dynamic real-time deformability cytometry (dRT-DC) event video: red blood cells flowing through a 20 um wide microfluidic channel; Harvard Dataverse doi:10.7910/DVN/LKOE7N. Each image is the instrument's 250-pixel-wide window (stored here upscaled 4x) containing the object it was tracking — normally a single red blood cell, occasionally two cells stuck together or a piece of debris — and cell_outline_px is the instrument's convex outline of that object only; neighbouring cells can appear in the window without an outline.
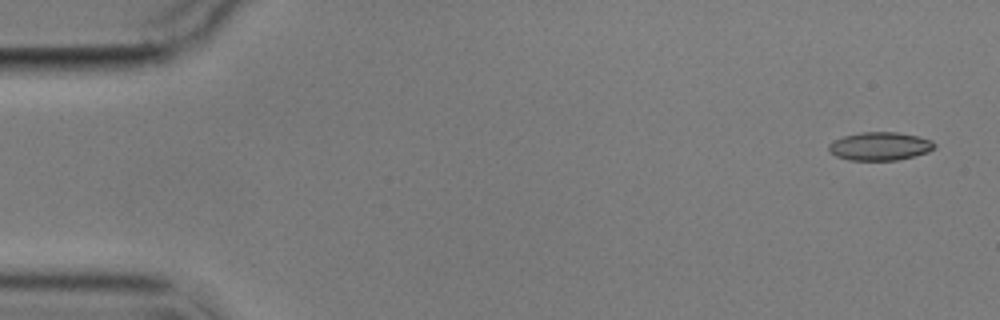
{"species": "common noctule bat (a hibernating species)", "species_latin": "Nyctalus noctula", "temperature_condition": "cold", "stored_images_in_passage": 4, "camera_frame_rate_fps": 3000, "um_per_image_px": 0.085, "animal": {"sex": "male", "body_mass_g": 17.9}, "frame": {"image": 1, "passage_image": 1, "time_ms": 0.0, "image_size_px": [1000, 320], "cell_outline_px": [[936, 148], [928, 152], [896, 160], [848, 160], [836, 156], [828, 152], [828, 144], [832, 140], [844, 136], [860, 132], [896, 132], [916, 136], [932, 140], [936, 144]], "centroid_in_image_um": [74.76, 12.43], "position_along_channel_um": 10.2, "area_um2": 17.51}}